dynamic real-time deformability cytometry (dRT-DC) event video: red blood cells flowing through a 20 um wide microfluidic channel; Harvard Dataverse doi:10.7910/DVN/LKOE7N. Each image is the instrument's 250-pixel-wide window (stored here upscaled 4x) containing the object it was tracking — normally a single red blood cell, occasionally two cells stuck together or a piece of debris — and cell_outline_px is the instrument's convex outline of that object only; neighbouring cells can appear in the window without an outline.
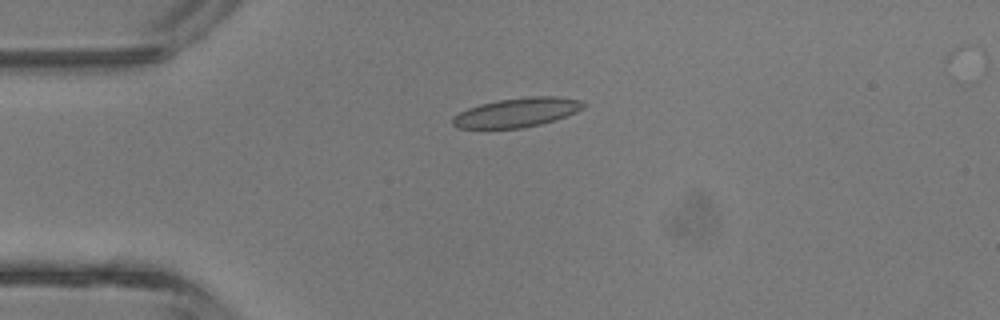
{"species": "common noctule bat (a hibernating species)", "species_latin": "Nyctalus noctula", "temperature_condition": "room temperature", "stored_images_in_passage": 34, "camera_frame_rate_fps": 3000, "um_per_image_px": 0.085, "animal": {"sex": "male", "body_mass_g": 13.3}, "frame": {"image": 1, "passage_image": 1, "time_ms": 0.0, "image_size_px": [1000, 320], "cell_outline_px": [[584, 108], [576, 112], [556, 120], [524, 128], [456, 128], [452, 124], [452, 116], [468, 108], [480, 104], [496, 100], [528, 96], [556, 96], [580, 100], [584, 104]], "centroid_in_image_um": [43.93, 9.56], "position_along_channel_um": 41.1, "area_um2": 22.37}}
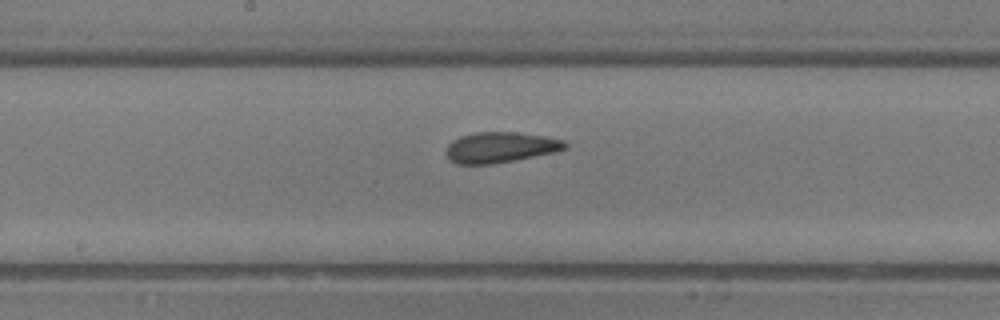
{"frame": {"image": 2, "passage_image": 13, "time_ms": 4.0, "image_size_px": [1000, 320], "cell_outline_px": [[568, 148], [556, 152], [492, 164], [456, 164], [448, 160], [448, 144], [452, 140], [460, 136], [476, 132], [516, 132], [544, 136], [564, 140], [568, 144]], "centroid_in_image_um": [42.55, 12.52], "position_along_channel_um": 205.6, "area_um2": 21.21}}
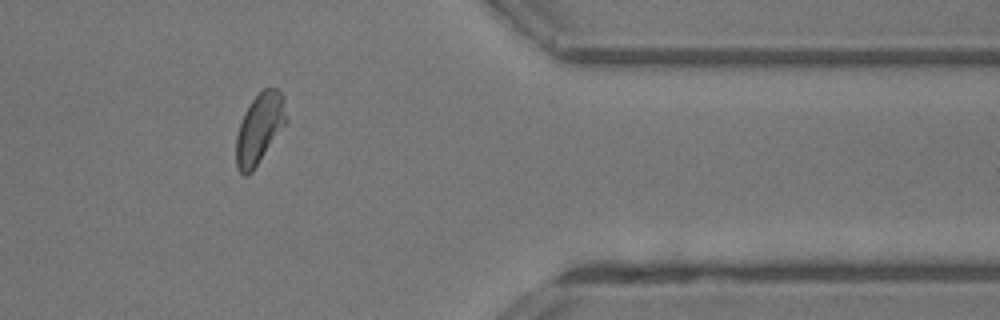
{"frame": {"image": 3, "passage_image": 26, "time_ms": 8.333, "image_size_px": [1000, 320], "cell_outline_px": [[288, 124], [252, 172], [248, 176], [244, 176], [236, 168], [236, 136], [244, 112], [252, 100], [264, 88], [276, 88], [284, 96], [288, 120]], "centroid_in_image_um": [22.09, 10.95], "position_along_channel_um": 389.3, "area_um2": 21.04}, "authors_computed_cell_mechanics": {"area_um2": 21.0103, "velocity_mm_per_s": 4.7418, "shape_relaxation_time_tau1_ms": 6.6116, "shape_relaxation_time_tau2_ms": 1.0917, "deformation_change_tau1": 0.1354, "deformation_change_tau2": 0.0728}}